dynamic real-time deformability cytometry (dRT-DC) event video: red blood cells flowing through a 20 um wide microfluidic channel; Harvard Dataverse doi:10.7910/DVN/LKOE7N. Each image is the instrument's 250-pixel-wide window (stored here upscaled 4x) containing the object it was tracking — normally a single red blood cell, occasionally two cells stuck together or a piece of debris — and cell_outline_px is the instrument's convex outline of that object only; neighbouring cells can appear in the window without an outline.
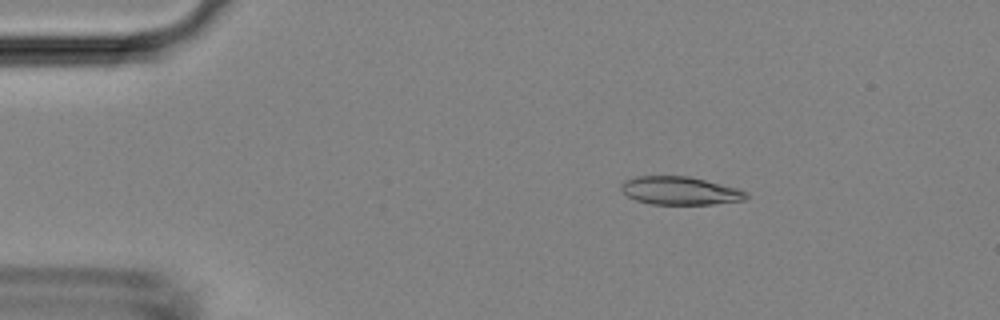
{"species": "Egyptian fruit bat (a non-hibernating species)", "species_latin": "Rousettus aegyptiacus", "temperature_condition": "room temperature", "stored_images_in_passage": 8, "camera_frame_rate_fps": 3000, "um_per_image_px": 0.085, "animal": {"sex": "female"}, "frame": {"image": 1, "passage_image": 2, "time_ms": 0.333, "image_size_px": [1000, 320], "cell_outline_px": [[748, 196], [744, 200], [712, 204], [652, 204], [636, 200], [628, 196], [620, 188], [620, 184], [624, 180], [636, 176], [688, 176], [736, 188], [748, 192]], "centroid_in_image_um": [57.77, 16.21], "position_along_channel_um": 27.2, "area_um2": 20.35}}